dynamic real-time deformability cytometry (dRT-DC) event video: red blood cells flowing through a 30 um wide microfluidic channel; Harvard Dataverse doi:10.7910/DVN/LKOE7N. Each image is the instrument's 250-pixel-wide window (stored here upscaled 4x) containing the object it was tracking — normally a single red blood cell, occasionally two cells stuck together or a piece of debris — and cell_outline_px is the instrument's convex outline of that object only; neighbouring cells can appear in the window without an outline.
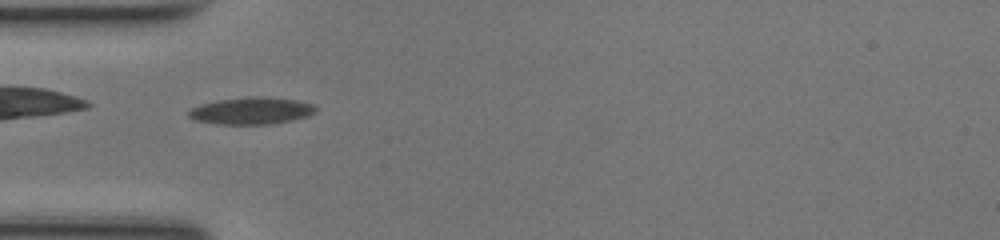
{"species": "common noctule bat (a hibernating species)", "species_latin": "Nyctalus noctula", "temperature_condition": "room temperature", "stored_images_in_passage": 35, "camera_frame_rate_fps": 3000, "um_per_image_px": 0.085, "animal": {"sex": "female", "body_mass_g": 17.0, "forearm_length_mm": 48.0}, "frame": {"image": 1, "passage_image": 1, "time_ms": 0.0, "image_size_px": [1000, 240], "cell_outline_px": [[316, 112], [308, 116], [292, 120], [272, 124], [216, 124], [192, 120], [188, 116], [188, 112], [192, 108], [204, 104], [220, 100], [248, 96], [260, 96], [296, 100], [312, 104], [316, 108]], "centroid_in_image_um": [21.37, 9.42], "position_along_channel_um": 63.6, "area_um2": 19.94}}
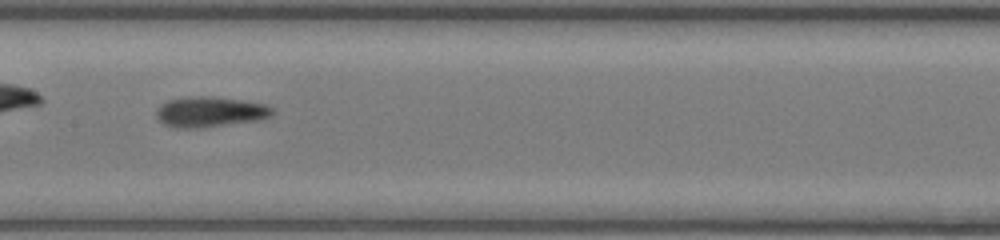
{"frame": {"image": 2, "passage_image": 10, "time_ms": 3.0, "image_size_px": [1000, 240], "cell_outline_px": [[276, 112], [272, 116], [264, 120], [200, 128], [176, 128], [164, 124], [156, 116], [156, 112], [168, 100], [200, 96], [212, 96], [240, 100], [264, 104], [272, 108]], "centroid_in_image_um": [17.94, 9.53], "position_along_channel_um": 189.5, "area_um2": 20.52}}
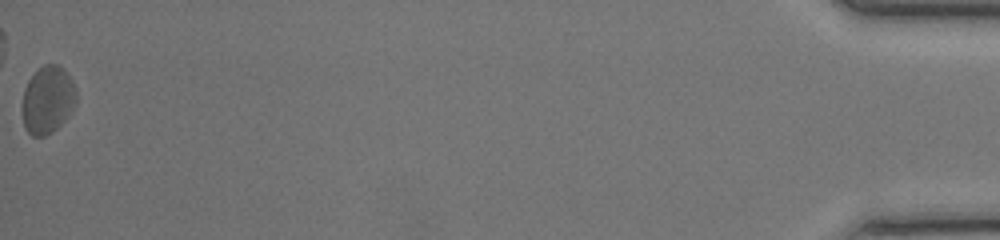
{"frame": {"image": 3, "passage_image": 35, "time_ms": 11.333, "image_size_px": [1000, 240], "cell_outline_px": [[76, 100], [68, 116], [52, 132], [44, 136], [32, 136], [24, 128], [24, 88], [28, 80], [44, 64], [56, 64], [72, 80], [76, 88]], "centroid_in_image_um": [4.06, 8.5], "position_along_channel_um": 431.1, "area_um2": 20.69}, "authors_computed_cell_mechanics": {"area_um2": 19.7098, "velocity_mm_per_s": 4.206, "shape_relaxation_time_tau1_ms": 4.6985, "shape_relaxation_time_tau2_ms": 2.906, "deformation_change_tau1": 0.1036, "deformation_change_tau2": 0.1158}}